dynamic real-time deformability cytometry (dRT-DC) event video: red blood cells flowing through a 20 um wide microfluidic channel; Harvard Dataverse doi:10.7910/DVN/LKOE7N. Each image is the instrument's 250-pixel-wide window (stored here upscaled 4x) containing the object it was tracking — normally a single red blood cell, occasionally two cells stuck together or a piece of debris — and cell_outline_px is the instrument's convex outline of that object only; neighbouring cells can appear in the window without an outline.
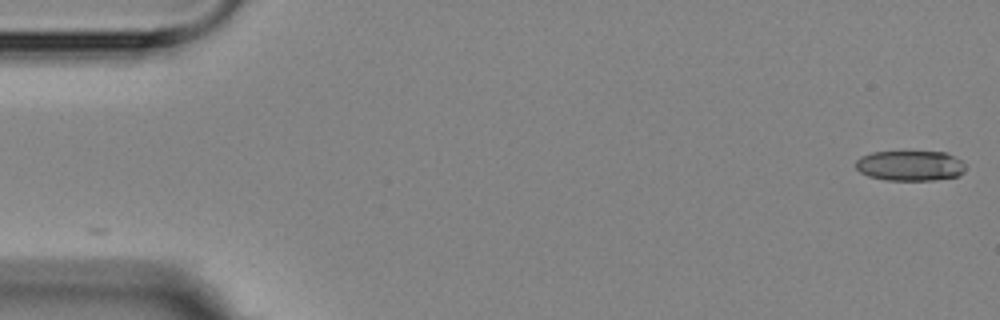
{"species": "Egyptian fruit bat (a non-hibernating species)", "species_latin": "Rousettus aegyptiacus", "temperature_condition": "room temperature", "stored_images_in_passage": 2, "camera_frame_rate_fps": 3000, "um_per_image_px": 0.085, "animal": {"sex": "female"}, "frame": {"image": 1, "passage_image": 2, "time_ms": 1.0, "image_size_px": [1000, 320], "cell_outline_px": [[964, 172], [960, 176], [932, 180], [888, 180], [868, 176], [860, 172], [856, 168], [856, 160], [860, 156], [872, 152], [948, 152], [960, 160], [964, 164]], "centroid_in_image_um": [77.36, 14.08], "position_along_channel_um": 7.6, "area_um2": 19.36}}